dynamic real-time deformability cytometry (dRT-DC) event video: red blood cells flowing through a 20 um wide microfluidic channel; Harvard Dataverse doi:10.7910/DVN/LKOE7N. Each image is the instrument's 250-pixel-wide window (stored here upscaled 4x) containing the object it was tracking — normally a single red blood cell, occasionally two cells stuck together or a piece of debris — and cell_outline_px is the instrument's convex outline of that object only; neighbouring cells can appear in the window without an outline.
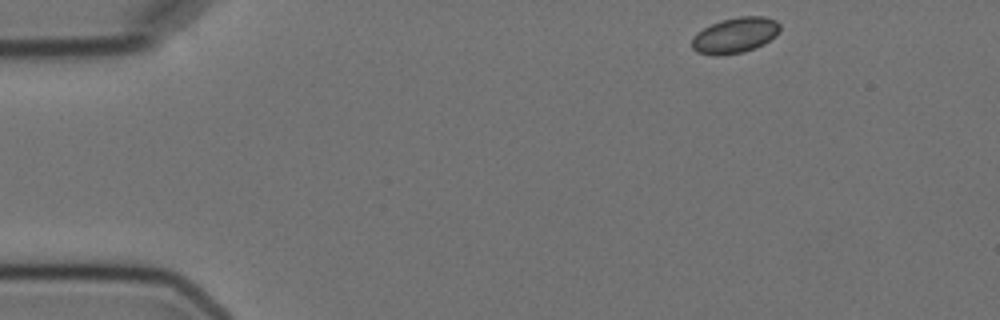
{"species": "Egyptian fruit bat (a non-hibernating species)", "species_latin": "Rousettus aegyptiacus", "temperature_condition": "cold", "stored_images_in_passage": 7, "camera_frame_rate_fps": 3000, "um_per_image_px": 0.085, "animal": {"sex": "female"}, "frame": {"image": 1, "passage_image": 1, "time_ms": 0.0, "image_size_px": [1000, 320], "cell_outline_px": [[780, 32], [776, 36], [764, 44], [744, 52], [720, 56], [716, 56], [696, 52], [692, 48], [692, 40], [696, 32], [720, 20], [740, 16], [764, 16], [776, 20], [780, 24]], "centroid_in_image_um": [62.49, 3.0], "position_along_channel_um": 22.5, "area_um2": 18.5}}
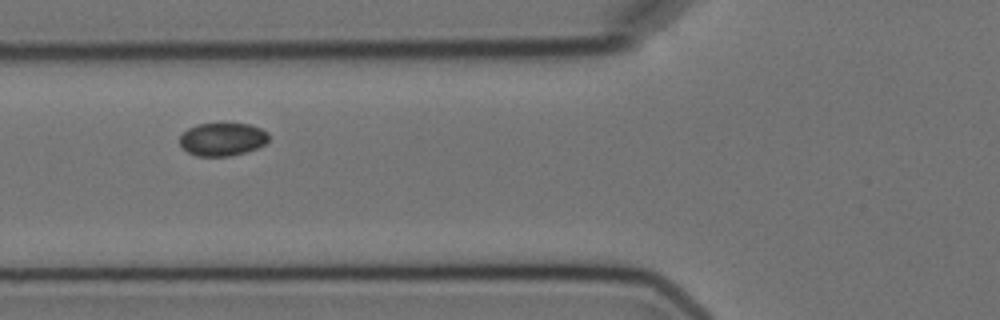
{"frame": {"image": 2, "passage_image": 5, "time_ms": 4.667, "image_size_px": [1000, 320], "cell_outline_px": [[268, 140], [264, 144], [256, 148], [244, 152], [228, 156], [196, 156], [188, 152], [180, 144], [180, 136], [188, 128], [196, 124], [248, 124], [260, 128], [268, 132]], "centroid_in_image_um": [18.89, 11.83], "position_along_channel_um": 106.9, "area_um2": 16.94}}
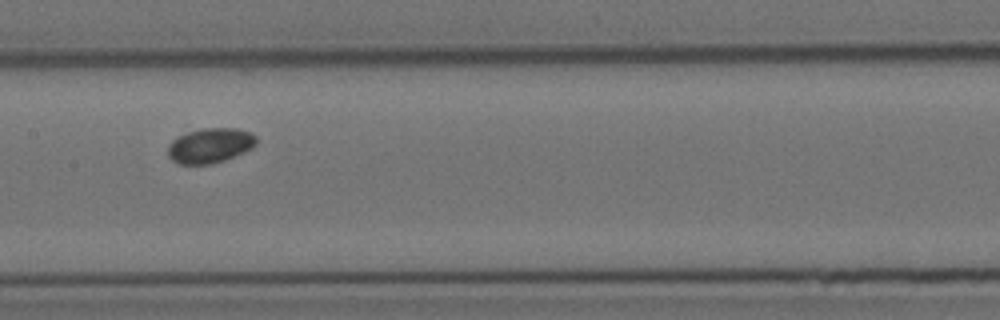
{"frame": {"image": 3, "passage_image": 7, "time_ms": 7.0, "image_size_px": [1000, 320], "cell_outline_px": [[256, 144], [252, 148], [244, 152], [224, 160], [212, 164], [180, 164], [172, 160], [168, 156], [168, 144], [176, 136], [204, 128], [236, 128], [252, 132], [256, 136]], "centroid_in_image_um": [17.86, 12.36], "position_along_channel_um": 189.5, "area_um2": 18.03}}